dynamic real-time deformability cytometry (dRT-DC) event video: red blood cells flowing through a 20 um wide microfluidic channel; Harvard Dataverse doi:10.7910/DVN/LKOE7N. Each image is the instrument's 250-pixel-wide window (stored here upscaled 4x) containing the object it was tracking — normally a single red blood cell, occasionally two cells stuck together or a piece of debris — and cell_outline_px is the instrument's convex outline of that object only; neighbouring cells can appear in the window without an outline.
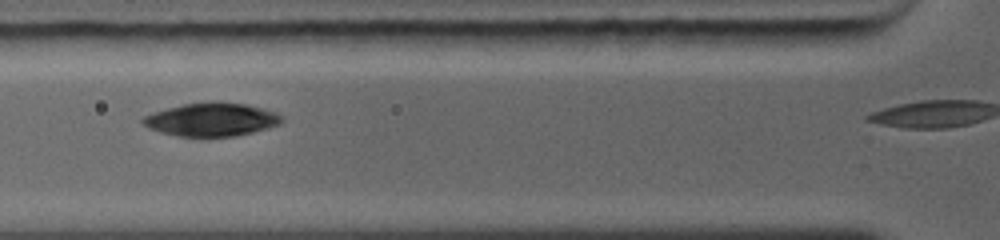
{"species": "common noctule bat (a hibernating species)", "species_latin": "Nyctalus noctula", "temperature_condition": "warm", "stored_images_in_passage": 4, "camera_frame_rate_fps": 5000, "um_per_image_px": 0.085, "animal": {"sex": "female", "body_mass_g": 19.0, "forearm_length_mm": 56.7}, "frame": {"image": 1, "passage_image": 2, "time_ms": 0.8, "image_size_px": [1000, 240], "cell_outline_px": [[280, 120], [276, 124], [252, 132], [232, 136], [180, 136], [164, 132], [152, 128], [144, 124], [140, 120], [144, 116], [168, 108], [184, 104], [212, 100], [216, 100], [244, 104], [264, 108], [280, 116]], "centroid_in_image_um": [17.95, 10.13], "position_along_channel_um": 107.9, "area_um2": 26.24}}